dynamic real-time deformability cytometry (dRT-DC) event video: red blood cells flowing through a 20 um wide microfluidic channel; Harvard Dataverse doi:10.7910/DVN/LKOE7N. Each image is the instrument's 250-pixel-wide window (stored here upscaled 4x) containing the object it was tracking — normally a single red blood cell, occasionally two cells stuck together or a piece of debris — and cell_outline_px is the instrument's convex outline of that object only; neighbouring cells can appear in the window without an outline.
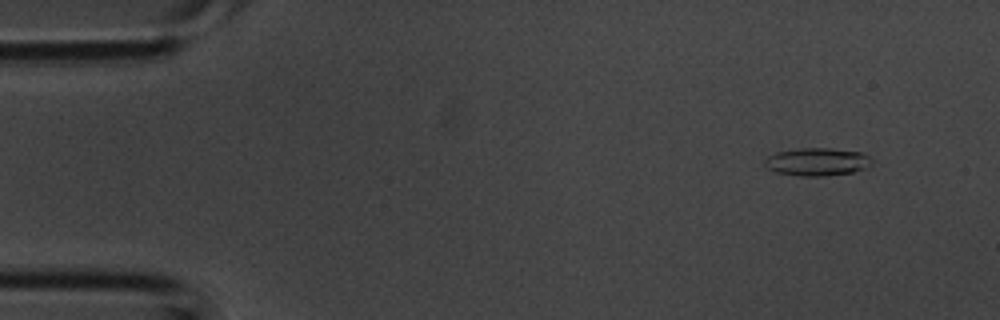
{"species": "common noctule bat (a hibernating species)", "species_latin": "Nyctalus noctula", "temperature_condition": "room temperature", "stored_images_in_passage": 4, "camera_frame_rate_fps": 3000, "um_per_image_px": 0.085, "animal": {"sex": "male", "body_mass_g": 20.1, "forearm_length_mm": 53.5}, "frame": {"image": 1, "passage_image": 2, "time_ms": 0.333, "image_size_px": [1000, 320], "cell_outline_px": [[872, 164], [864, 168], [852, 172], [824, 176], [800, 176], [776, 172], [768, 168], [764, 164], [764, 160], [768, 156], [776, 152], [796, 148], [828, 148], [860, 152], [868, 156], [872, 160]], "centroid_in_image_um": [69.42, 13.75], "position_along_channel_um": 15.6, "area_um2": 17.34}}
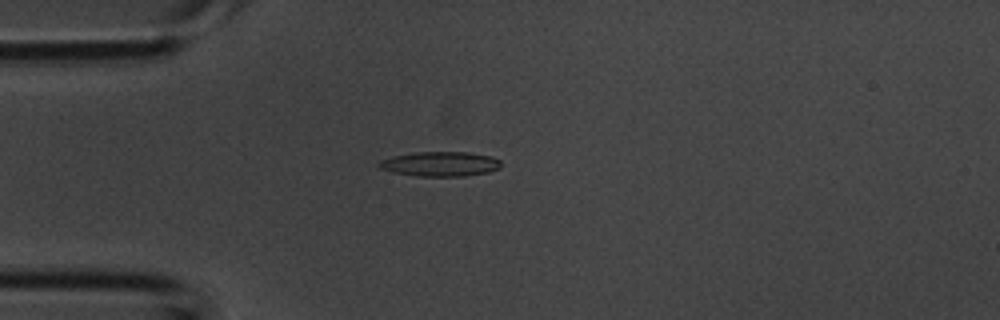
{"frame": {"image": 2, "passage_image": 4, "time_ms": 1.0, "image_size_px": [1000, 320], "cell_outline_px": [[500, 168], [488, 172], [464, 176], [416, 176], [392, 172], [380, 168], [376, 164], [380, 160], [392, 156], [416, 152], [468, 152], [492, 156], [500, 160]], "centroid_in_image_um": [37.4, 13.93], "position_along_channel_um": 47.6, "area_um2": 17.63}}